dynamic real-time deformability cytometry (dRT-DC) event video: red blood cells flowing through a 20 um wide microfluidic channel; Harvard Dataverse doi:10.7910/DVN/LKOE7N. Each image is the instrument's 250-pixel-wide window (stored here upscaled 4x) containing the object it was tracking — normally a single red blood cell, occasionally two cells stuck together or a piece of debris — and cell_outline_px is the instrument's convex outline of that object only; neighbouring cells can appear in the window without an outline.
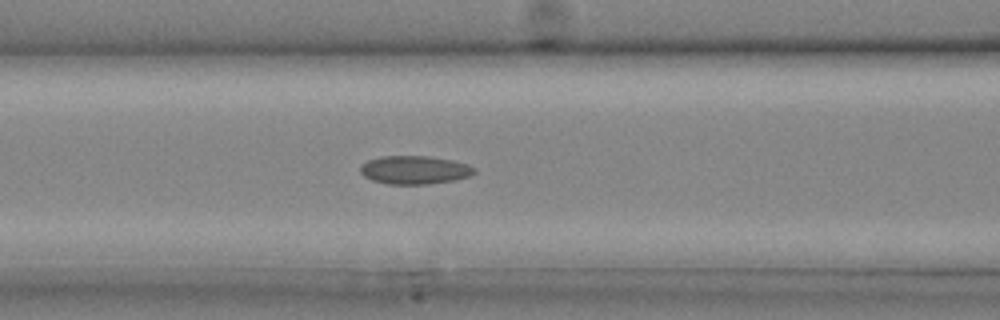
{"species": "common noctule bat (a hibernating species)", "species_latin": "Nyctalus noctula", "temperature_condition": "cold", "stored_images_in_passage": 12, "camera_frame_rate_fps": 3000, "um_per_image_px": 0.085, "animal": {"sex": "male", "body_mass_g": 20.4}, "frame": {"image": 1, "passage_image": 10, "time_ms": 3.0, "image_size_px": [1000, 320], "cell_outline_px": [[476, 172], [472, 176], [456, 180], [428, 184], [388, 184], [372, 180], [364, 176], [360, 172], [360, 164], [368, 160], [380, 156], [428, 156], [452, 160], [468, 164], [476, 168]], "centroid_in_image_um": [35.26, 14.44], "position_along_channel_um": 131.3, "area_um2": 19.07}}
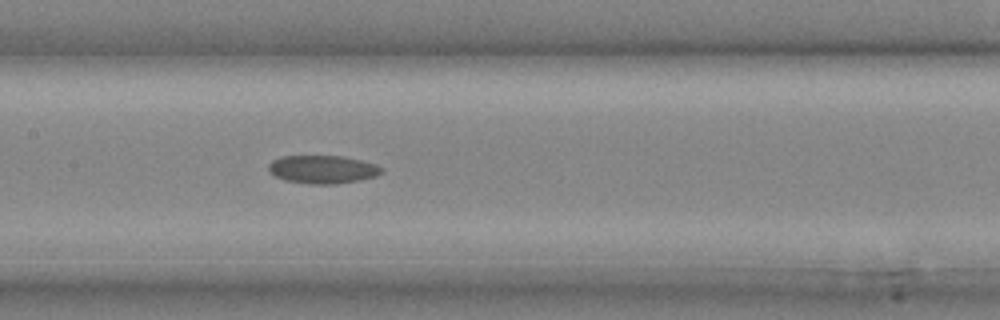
{"frame": {"image": 2, "passage_image": 12, "time_ms": 3.667, "image_size_px": [1000, 320], "cell_outline_px": [[384, 172], [376, 176], [360, 180], [332, 184], [312, 184], [284, 180], [268, 172], [268, 164], [272, 160], [284, 156], [344, 156], [376, 164], [384, 168]], "centroid_in_image_um": [27.44, 14.39], "position_along_channel_um": 180.0, "area_um2": 18.61}}